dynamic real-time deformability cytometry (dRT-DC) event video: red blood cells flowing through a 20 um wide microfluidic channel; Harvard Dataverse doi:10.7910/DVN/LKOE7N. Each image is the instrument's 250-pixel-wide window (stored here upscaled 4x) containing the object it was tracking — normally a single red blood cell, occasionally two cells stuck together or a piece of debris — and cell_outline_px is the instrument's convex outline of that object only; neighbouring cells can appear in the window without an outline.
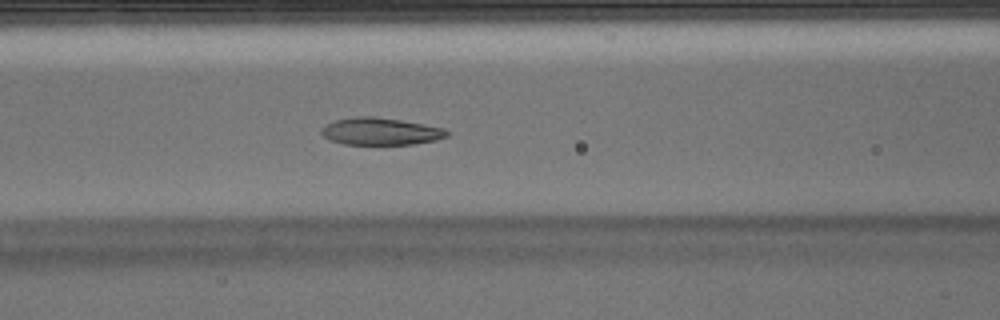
{"species": "Egyptian fruit bat (a non-hibernating species)", "species_latin": "Rousettus aegyptiacus", "temperature_condition": "warm", "stored_images_in_passage": 46, "camera_frame_rate_fps": 3000, "um_per_image_px": 0.085, "animal": {"sex": "male"}, "frame": {"image": 1, "passage_image": 15, "time_ms": 4.667, "image_size_px": [1000, 320], "cell_outline_px": [[448, 136], [436, 140], [416, 144], [344, 144], [328, 140], [320, 132], [320, 128], [336, 120], [356, 116], [372, 116], [400, 120], [424, 124], [444, 128], [448, 132]], "centroid_in_image_um": [32.34, 11.17], "position_along_channel_um": 134.3, "area_um2": 19.88}}
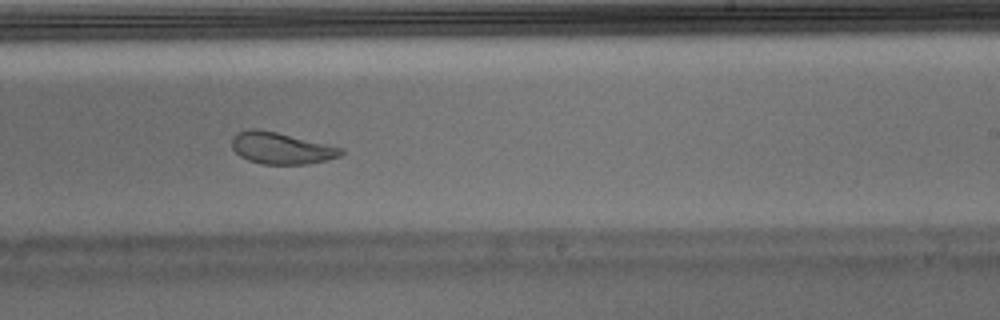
{"frame": {"image": 2, "passage_image": 25, "time_ms": 8.0, "image_size_px": [1000, 320], "cell_outline_px": [[344, 152], [340, 156], [328, 160], [308, 164], [264, 164], [248, 160], [240, 156], [232, 148], [232, 140], [240, 132], [252, 128], [260, 128], [344, 148]], "centroid_in_image_um": [23.94, 12.6], "position_along_channel_um": 265.1, "area_um2": 20.06}}
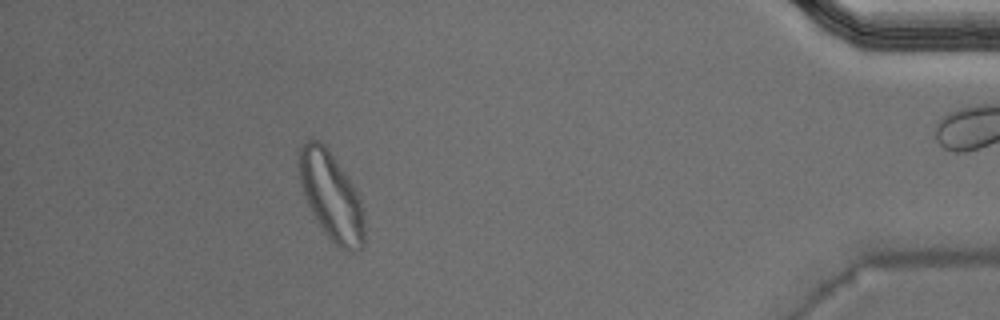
{"frame": {"image": 3, "passage_image": 40, "time_ms": 13.0, "image_size_px": [1000, 320], "cell_outline_px": [[364, 244], [360, 248], [340, 248], [328, 236], [316, 220], [308, 204], [300, 184], [300, 148], [312, 136], [324, 144], [328, 148], [352, 184], [360, 200], [364, 220]], "centroid_in_image_um": [28.14, 16.63], "position_along_channel_um": 407.1, "area_um2": 32.54}, "authors_computed_cell_mechanics": {"area_um2": 21.1548, "velocity_mm_per_s": 3.927, "shape_relaxation_time_tau1_ms": 7.2407, "shape_relaxation_time_tau2_ms": 1.3632, "deformation_change_tau1": 0.2492, "deformation_change_tau2": 0.0766}}